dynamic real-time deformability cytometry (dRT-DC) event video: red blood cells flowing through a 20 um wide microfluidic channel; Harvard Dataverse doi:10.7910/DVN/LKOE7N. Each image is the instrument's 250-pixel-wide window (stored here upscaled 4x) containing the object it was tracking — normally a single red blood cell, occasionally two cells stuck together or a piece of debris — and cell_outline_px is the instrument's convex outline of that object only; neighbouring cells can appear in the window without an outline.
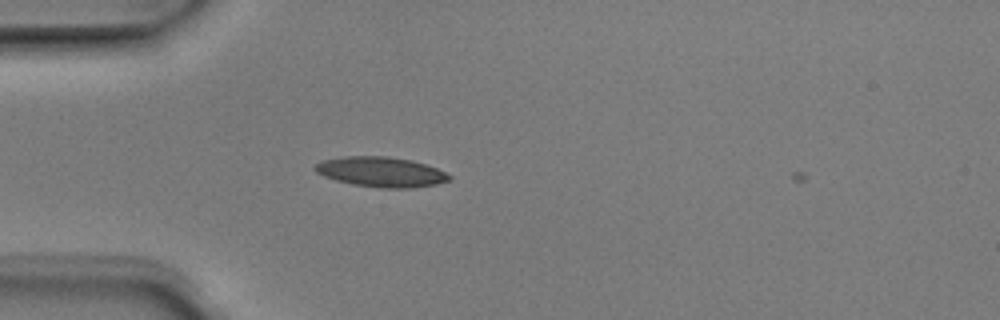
{"species": "Egyptian fruit bat (a non-hibernating species)", "species_latin": "Rousettus aegyptiacus", "temperature_condition": "room temperature", "stored_images_in_passage": 1, "camera_frame_rate_fps": 3000, "um_per_image_px": 0.085, "animal": {"sex": "male"}, "frame": {"image": 1, "passage_image": 1, "time_ms": 0.0, "image_size_px": [1000, 320], "cell_outline_px": [[452, 180], [436, 184], [412, 188], [380, 188], [352, 184], [336, 180], [324, 176], [316, 172], [312, 168], [320, 160], [348, 156], [388, 156], [412, 160], [436, 168], [452, 176]], "centroid_in_image_um": [32.38, 14.61], "position_along_channel_um": 52.6, "area_um2": 23.58}}